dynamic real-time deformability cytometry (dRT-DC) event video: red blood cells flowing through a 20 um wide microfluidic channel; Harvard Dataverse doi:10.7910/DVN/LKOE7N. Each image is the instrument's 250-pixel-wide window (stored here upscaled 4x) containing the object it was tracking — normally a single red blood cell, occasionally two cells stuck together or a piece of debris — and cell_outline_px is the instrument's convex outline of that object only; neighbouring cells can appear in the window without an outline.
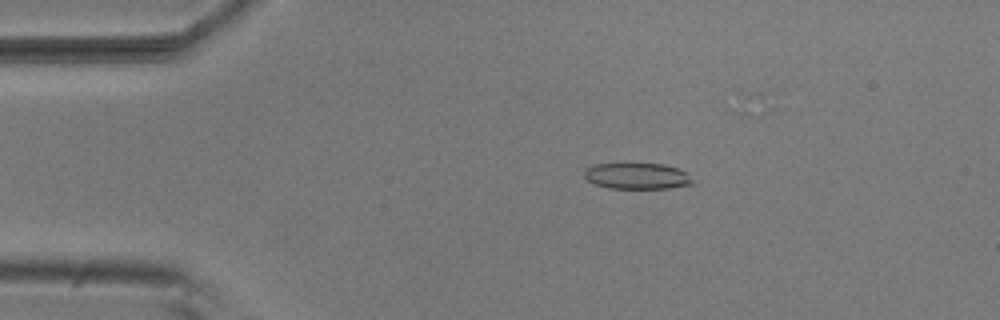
{"species": "common noctule bat (a hibernating species)", "species_latin": "Nyctalus noctula", "temperature_condition": "room temperature", "stored_images_in_passage": 6, "camera_frame_rate_fps": 3000, "um_per_image_px": 0.085, "animal": {"sex": "male", "body_mass_g": 20.5, "forearm_length_mm": 52.5}, "frame": {"image": 1, "passage_image": 2, "time_ms": 0.333, "image_size_px": [1000, 320], "cell_outline_px": [[696, 184], [668, 188], [608, 188], [596, 184], [588, 180], [584, 176], [584, 172], [588, 168], [596, 164], [664, 164], [680, 168]], "centroid_in_image_um": [54.18, 14.97], "position_along_channel_um": 30.8, "area_um2": 16.3}}
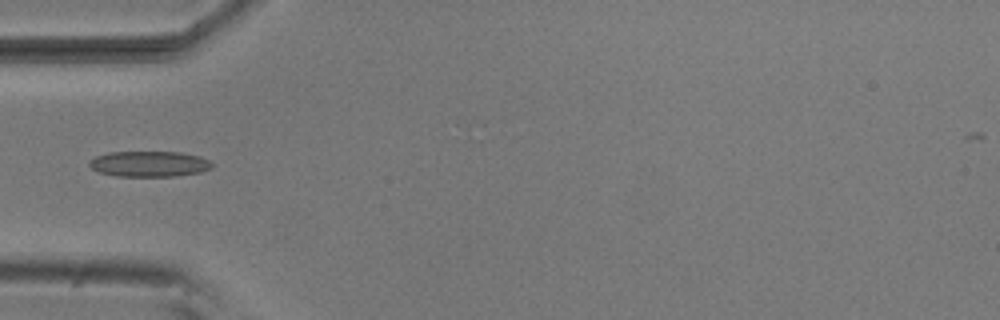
{"frame": {"image": 2, "passage_image": 4, "time_ms": 1.0, "image_size_px": [1000, 320], "cell_outline_px": [[212, 168], [200, 172], [176, 176], [116, 176], [100, 172], [92, 168], [88, 164], [88, 160], [96, 156], [108, 152], [180, 152], [200, 156], [208, 160], [212, 164]], "centroid_in_image_um": [12.67, 13.93], "position_along_channel_um": 72.3, "area_um2": 18.32}}
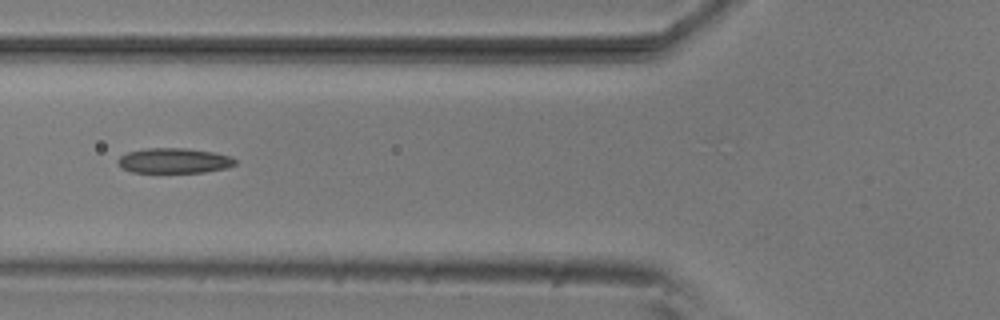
{"frame": {"image": 3, "passage_image": 5, "time_ms": 1.333, "image_size_px": [1000, 320], "cell_outline_px": [[236, 164], [228, 168], [204, 172], [132, 172], [120, 168], [116, 160], [120, 156], [128, 152], [144, 148], [188, 148], [212, 152], [232, 156], [236, 160]], "centroid_in_image_um": [14.79, 13.65], "position_along_channel_um": 111.0, "area_um2": 17.34}}